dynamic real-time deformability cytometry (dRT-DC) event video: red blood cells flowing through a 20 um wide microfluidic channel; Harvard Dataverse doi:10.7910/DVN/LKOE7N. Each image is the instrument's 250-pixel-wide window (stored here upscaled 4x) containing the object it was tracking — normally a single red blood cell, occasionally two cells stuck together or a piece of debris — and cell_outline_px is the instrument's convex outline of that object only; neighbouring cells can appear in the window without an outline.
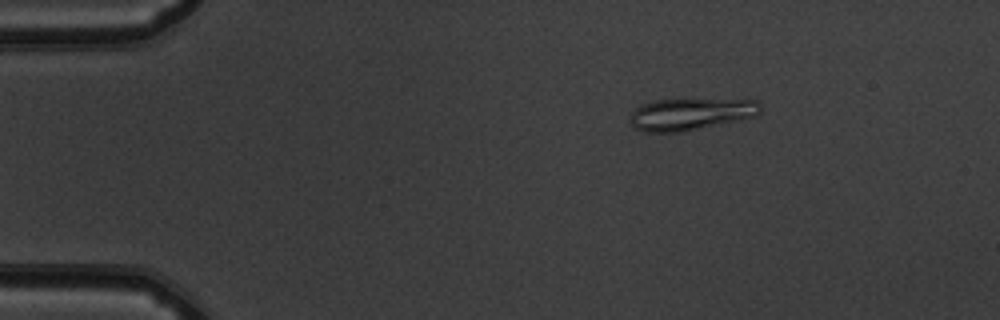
{"species": "common noctule bat (a hibernating species)", "species_latin": "Nyctalus noctula", "temperature_condition": "warm", "stored_images_in_passage": 45, "camera_frame_rate_fps": 3000, "um_per_image_px": 0.085, "animal": {"sex": "male", "body_mass_g": 19.5, "forearm_length_mm": 54.6}, "frame": {"image": 1, "passage_image": 1, "time_ms": 0.0, "image_size_px": [1000, 320], "cell_outline_px": [[760, 112], [756, 116], [680, 132], [644, 132], [636, 128], [628, 120], [632, 112], [636, 108], [652, 100], [692, 96], [756, 100], [760, 104]], "centroid_in_image_um": [58.71, 9.63], "position_along_channel_um": 26.3, "area_um2": 25.26}}
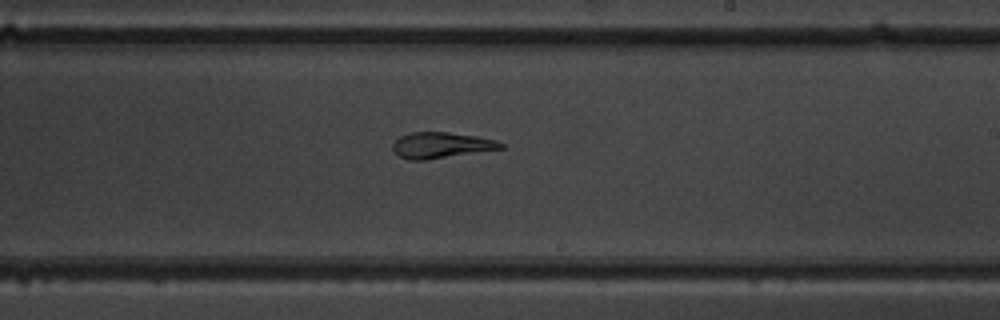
{"frame": {"image": 2, "passage_image": 24, "time_ms": 7.667, "image_size_px": [1000, 320], "cell_outline_px": [[504, 148], [424, 160], [408, 160], [400, 156], [392, 148], [392, 144], [400, 136], [412, 132], [448, 132], [476, 136], [492, 140], [504, 144]], "centroid_in_image_um": [37.46, 12.34], "position_along_channel_um": 251.5, "area_um2": 16.01}}
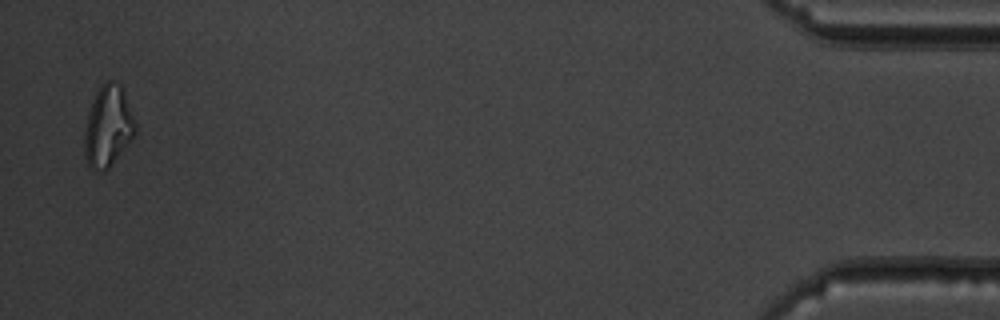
{"frame": {"image": 3, "passage_image": 44, "time_ms": 14.333, "image_size_px": [1000, 320], "cell_outline_px": [[136, 132], [112, 164], [104, 172], [92, 172], [88, 168], [84, 156], [84, 128], [88, 112], [92, 100], [96, 92], [104, 80], [112, 80], [120, 84], [124, 88], [136, 120]], "centroid_in_image_um": [9.16, 10.74], "position_along_channel_um": 426.0, "area_um2": 24.74}}